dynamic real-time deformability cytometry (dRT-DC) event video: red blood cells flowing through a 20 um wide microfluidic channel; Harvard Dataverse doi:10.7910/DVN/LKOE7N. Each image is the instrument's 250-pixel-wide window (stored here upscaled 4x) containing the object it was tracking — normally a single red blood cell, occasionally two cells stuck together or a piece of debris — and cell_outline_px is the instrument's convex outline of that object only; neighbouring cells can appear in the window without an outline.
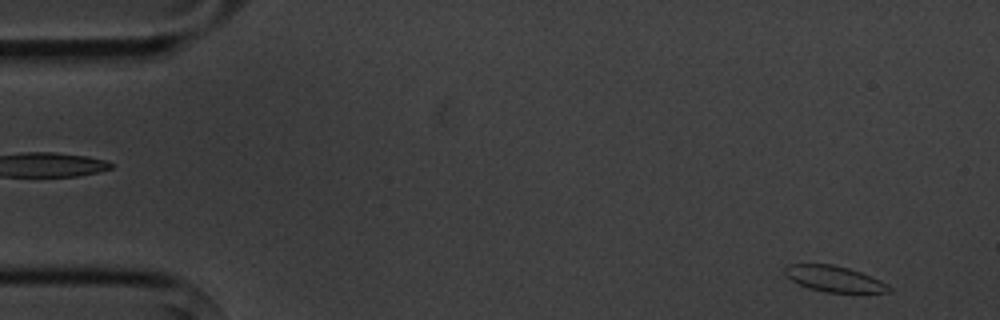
{"species": "common noctule bat (a hibernating species)", "species_latin": "Nyctalus noctula", "temperature_condition": "cold", "stored_images_in_passage": 5, "segment_of_instrument_passage": [2, 2], "camera_frame_rate_fps": 3000, "um_per_image_px": 0.085, "animal": {"sex": "male", "body_mass_g": 20.1, "forearm_length_mm": 53.5}, "frame": {"image": 1, "passage_image": 5, "time_ms": 4.667, "image_size_px": [1000, 320], "cell_outline_px": [[892, 292], [824, 292], [808, 288], [784, 276], [784, 268], [788, 264], [832, 264], [848, 268], [860, 272], [880, 280], [888, 284], [892, 288]], "centroid_in_image_um": [70.89, 23.7], "position_along_channel_um": 14.1, "area_um2": 15.66}}